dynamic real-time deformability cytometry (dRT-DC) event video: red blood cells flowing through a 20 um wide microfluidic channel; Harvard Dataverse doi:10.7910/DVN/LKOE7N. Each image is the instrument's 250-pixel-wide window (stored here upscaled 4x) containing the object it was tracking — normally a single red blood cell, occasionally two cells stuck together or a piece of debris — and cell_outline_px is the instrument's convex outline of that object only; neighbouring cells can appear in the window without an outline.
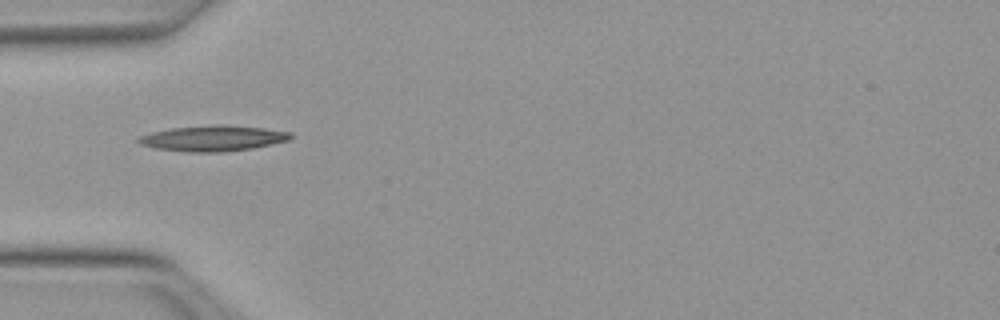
{"species": "Egyptian fruit bat (a non-hibernating species)", "species_latin": "Rousettus aegyptiacus", "temperature_condition": "warm", "stored_images_in_passage": 35, "camera_frame_rate_fps": 3000, "um_per_image_px": 0.085, "animal": {"sex": "female"}, "frame": {"image": 1, "passage_image": 1, "time_ms": 0.0, "image_size_px": [1000, 320], "cell_outline_px": [[292, 136], [288, 140], [252, 148], [224, 152], [188, 152], [156, 148], [140, 144], [136, 140], [140, 136], [152, 132], [172, 128], [216, 124], [224, 124], [264, 128], [292, 132]], "centroid_in_image_um": [18.11, 11.75], "position_along_channel_um": 66.9, "area_um2": 22.66}}
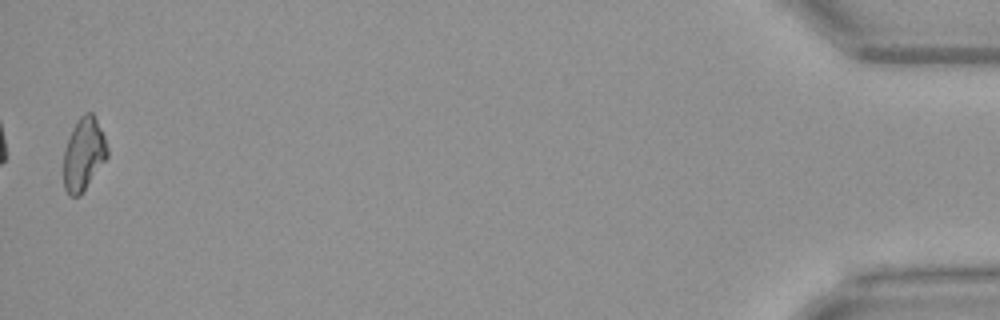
{"frame": {"image": 2, "passage_image": 35, "time_ms": 11.333, "image_size_px": [1000, 320], "cell_outline_px": [[108, 156], [80, 196], [68, 196], [64, 188], [64, 148], [72, 128], [80, 116], [84, 112], [92, 112], [104, 136], [108, 148]], "centroid_in_image_um": [7.1, 13.11], "position_along_channel_um": 428.1, "area_um2": 18.5}}